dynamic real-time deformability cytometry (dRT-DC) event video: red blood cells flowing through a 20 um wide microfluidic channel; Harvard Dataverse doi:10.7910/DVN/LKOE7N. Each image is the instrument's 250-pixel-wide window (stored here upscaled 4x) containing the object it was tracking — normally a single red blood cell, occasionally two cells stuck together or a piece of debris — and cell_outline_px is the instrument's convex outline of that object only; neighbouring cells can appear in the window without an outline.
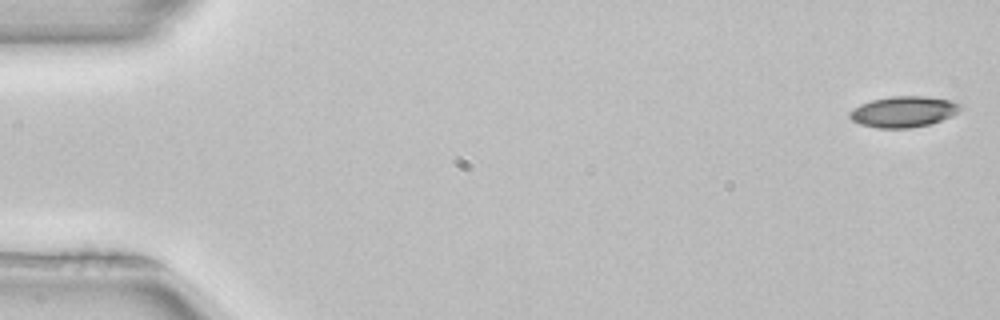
{"species": "common noctule bat (a hibernating species)", "species_latin": "Nyctalus noctula", "temperature_condition": "room temperature", "stored_images_in_passage": 52, "camera_frame_rate_fps": 3000, "um_per_image_px": 0.085, "animal": {"sex": "female", "body_mass_g": 22.7, "forearm_length_mm": 54.2}, "frame": {"image": 1, "passage_image": 1, "time_ms": 0.0, "image_size_px": [1000, 320], "cell_outline_px": [[964, 104], [952, 116], [932, 124], [912, 128], [876, 128], [860, 124], [852, 120], [848, 116], [848, 112], [852, 108], [860, 104], [872, 100], [892, 96], [924, 96], [952, 100]], "centroid_in_image_um": [76.8, 9.5], "position_along_channel_um": 8.2, "area_um2": 20.23}}
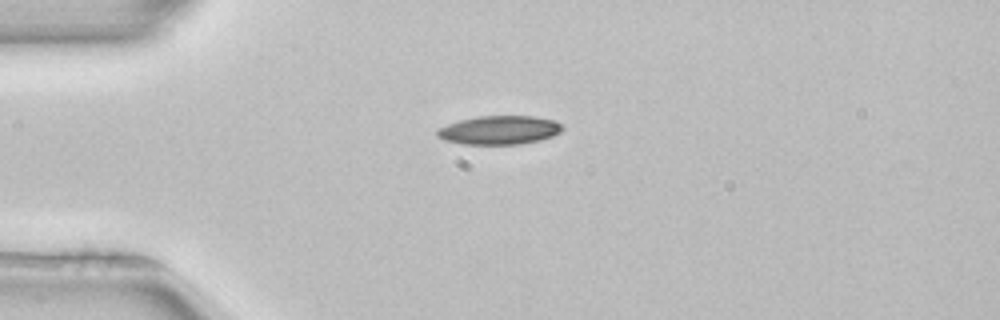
{"frame": {"image": 2, "passage_image": 13, "time_ms": 4.0, "image_size_px": [1000, 320], "cell_outline_px": [[564, 128], [560, 132], [552, 136], [540, 140], [520, 144], [464, 144], [444, 140], [436, 136], [436, 128], [460, 120], [476, 116], [532, 116], [552, 120], [560, 124]], "centroid_in_image_um": [42.4, 11.06], "position_along_channel_um": 42.6, "area_um2": 20.92}}
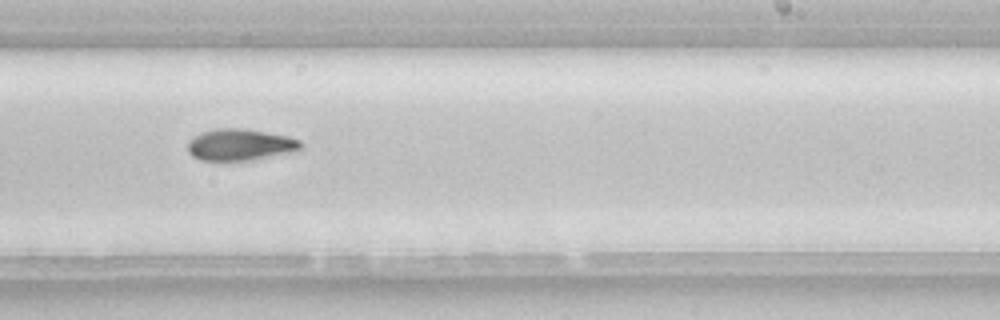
{"frame": {"image": 3, "passage_image": 32, "time_ms": 10.333, "image_size_px": [1000, 320], "cell_outline_px": [[304, 148], [300, 152], [252, 160], [200, 160], [192, 156], [188, 152], [188, 140], [204, 132], [220, 128], [244, 128], [288, 136], [300, 140]], "centroid_in_image_um": [20.51, 12.32], "position_along_channel_um": 268.5, "area_um2": 21.1}, "authors_computed_cell_mechanics": {"area_um2": 20.3167, "velocity_mm_per_s": 3.9605, "shape_relaxation_time_tau1_ms": 4.9723, "shape_relaxation_time_tau2_ms": null, "deformation_change_tau1": 0.1339, "deformation_change_tau2": null}}